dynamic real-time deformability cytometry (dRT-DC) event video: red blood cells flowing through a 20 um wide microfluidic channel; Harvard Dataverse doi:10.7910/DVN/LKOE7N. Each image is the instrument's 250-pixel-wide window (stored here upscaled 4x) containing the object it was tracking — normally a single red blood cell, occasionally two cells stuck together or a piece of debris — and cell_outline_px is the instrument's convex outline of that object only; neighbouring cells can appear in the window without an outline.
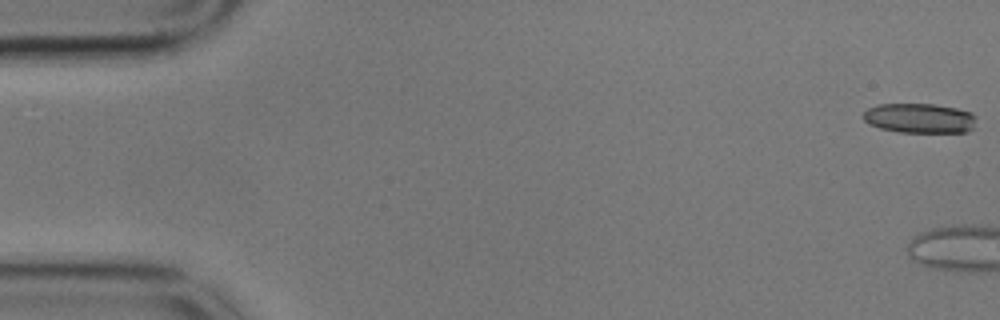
{"species": "common noctule bat (a hibernating species)", "species_latin": "Nyctalus noctula", "temperature_condition": "cold", "stored_images_in_passage": 4, "camera_frame_rate_fps": 3000, "um_per_image_px": 0.085, "animal": {"sex": "male", "body_mass_g": 17.9}, "frame": {"image": 1, "passage_image": 1, "time_ms": 0.0, "image_size_px": [1000, 320], "cell_outline_px": [[976, 116], [972, 128], [968, 132], [900, 132], [880, 128], [868, 124], [860, 116], [868, 108], [880, 104], [936, 104], [956, 108], [972, 112]], "centroid_in_image_um": [78.14, 10.04], "position_along_channel_um": 6.9, "area_um2": 19.71}}